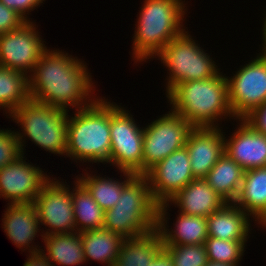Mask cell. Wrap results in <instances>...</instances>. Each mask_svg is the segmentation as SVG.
Here are the masks:
<instances>
[{
  "label": "cell",
  "instance_id": "17",
  "mask_svg": "<svg viewBox=\"0 0 266 266\" xmlns=\"http://www.w3.org/2000/svg\"><path fill=\"white\" fill-rule=\"evenodd\" d=\"M4 212L2 228L13 244L23 251L29 250V253L41 251L42 247L31 244L34 243L37 232L41 231L34 204H8Z\"/></svg>",
  "mask_w": 266,
  "mask_h": 266
},
{
  "label": "cell",
  "instance_id": "34",
  "mask_svg": "<svg viewBox=\"0 0 266 266\" xmlns=\"http://www.w3.org/2000/svg\"><path fill=\"white\" fill-rule=\"evenodd\" d=\"M243 120L254 130L266 135V103L252 110Z\"/></svg>",
  "mask_w": 266,
  "mask_h": 266
},
{
  "label": "cell",
  "instance_id": "23",
  "mask_svg": "<svg viewBox=\"0 0 266 266\" xmlns=\"http://www.w3.org/2000/svg\"><path fill=\"white\" fill-rule=\"evenodd\" d=\"M83 252L87 261L101 262L114 266L125 238L104 228L80 233Z\"/></svg>",
  "mask_w": 266,
  "mask_h": 266
},
{
  "label": "cell",
  "instance_id": "2",
  "mask_svg": "<svg viewBox=\"0 0 266 266\" xmlns=\"http://www.w3.org/2000/svg\"><path fill=\"white\" fill-rule=\"evenodd\" d=\"M166 97L170 109L193 127H219L224 117L237 122L228 102L226 74L222 72L212 78L179 83Z\"/></svg>",
  "mask_w": 266,
  "mask_h": 266
},
{
  "label": "cell",
  "instance_id": "9",
  "mask_svg": "<svg viewBox=\"0 0 266 266\" xmlns=\"http://www.w3.org/2000/svg\"><path fill=\"white\" fill-rule=\"evenodd\" d=\"M143 128L142 175H145L174 151L185 147L194 127L170 110Z\"/></svg>",
  "mask_w": 266,
  "mask_h": 266
},
{
  "label": "cell",
  "instance_id": "22",
  "mask_svg": "<svg viewBox=\"0 0 266 266\" xmlns=\"http://www.w3.org/2000/svg\"><path fill=\"white\" fill-rule=\"evenodd\" d=\"M162 249L163 241L157 228L146 234L125 238L114 266H149Z\"/></svg>",
  "mask_w": 266,
  "mask_h": 266
},
{
  "label": "cell",
  "instance_id": "13",
  "mask_svg": "<svg viewBox=\"0 0 266 266\" xmlns=\"http://www.w3.org/2000/svg\"><path fill=\"white\" fill-rule=\"evenodd\" d=\"M24 158L21 155L0 169V198L8 200L7 204L33 203L50 179L40 167L26 162Z\"/></svg>",
  "mask_w": 266,
  "mask_h": 266
},
{
  "label": "cell",
  "instance_id": "20",
  "mask_svg": "<svg viewBox=\"0 0 266 266\" xmlns=\"http://www.w3.org/2000/svg\"><path fill=\"white\" fill-rule=\"evenodd\" d=\"M250 216L235 203H226L207 219L208 237L222 240H248Z\"/></svg>",
  "mask_w": 266,
  "mask_h": 266
},
{
  "label": "cell",
  "instance_id": "31",
  "mask_svg": "<svg viewBox=\"0 0 266 266\" xmlns=\"http://www.w3.org/2000/svg\"><path fill=\"white\" fill-rule=\"evenodd\" d=\"M22 155L16 132L0 129V169Z\"/></svg>",
  "mask_w": 266,
  "mask_h": 266
},
{
  "label": "cell",
  "instance_id": "1",
  "mask_svg": "<svg viewBox=\"0 0 266 266\" xmlns=\"http://www.w3.org/2000/svg\"><path fill=\"white\" fill-rule=\"evenodd\" d=\"M83 62L66 51L47 49L29 75L30 98L67 111L92 105L98 98L93 96L95 85Z\"/></svg>",
  "mask_w": 266,
  "mask_h": 266
},
{
  "label": "cell",
  "instance_id": "21",
  "mask_svg": "<svg viewBox=\"0 0 266 266\" xmlns=\"http://www.w3.org/2000/svg\"><path fill=\"white\" fill-rule=\"evenodd\" d=\"M234 203L255 222L266 214V167L244 171L239 195Z\"/></svg>",
  "mask_w": 266,
  "mask_h": 266
},
{
  "label": "cell",
  "instance_id": "24",
  "mask_svg": "<svg viewBox=\"0 0 266 266\" xmlns=\"http://www.w3.org/2000/svg\"><path fill=\"white\" fill-rule=\"evenodd\" d=\"M244 170L224 153L211 168L204 180L227 203H234L239 195Z\"/></svg>",
  "mask_w": 266,
  "mask_h": 266
},
{
  "label": "cell",
  "instance_id": "6",
  "mask_svg": "<svg viewBox=\"0 0 266 266\" xmlns=\"http://www.w3.org/2000/svg\"><path fill=\"white\" fill-rule=\"evenodd\" d=\"M68 112L69 110L52 107L32 99L15 109L8 118H13L12 120L21 128L22 133L20 130L15 132L22 155L25 152L24 141L28 138L46 152L66 156Z\"/></svg>",
  "mask_w": 266,
  "mask_h": 266
},
{
  "label": "cell",
  "instance_id": "4",
  "mask_svg": "<svg viewBox=\"0 0 266 266\" xmlns=\"http://www.w3.org/2000/svg\"><path fill=\"white\" fill-rule=\"evenodd\" d=\"M103 98L68 117L66 156L76 163L106 164L110 159V101Z\"/></svg>",
  "mask_w": 266,
  "mask_h": 266
},
{
  "label": "cell",
  "instance_id": "18",
  "mask_svg": "<svg viewBox=\"0 0 266 266\" xmlns=\"http://www.w3.org/2000/svg\"><path fill=\"white\" fill-rule=\"evenodd\" d=\"M169 206L168 202L158 204L156 228L161 233L163 245L203 244L208 238L207 219L202 216L185 215L179 212L176 216L177 221L173 224L175 228L168 229L167 222L170 218L167 217V210L170 208Z\"/></svg>",
  "mask_w": 266,
  "mask_h": 266
},
{
  "label": "cell",
  "instance_id": "8",
  "mask_svg": "<svg viewBox=\"0 0 266 266\" xmlns=\"http://www.w3.org/2000/svg\"><path fill=\"white\" fill-rule=\"evenodd\" d=\"M129 110L110 102L111 153L109 164L120 171L142 175L144 128L139 127Z\"/></svg>",
  "mask_w": 266,
  "mask_h": 266
},
{
  "label": "cell",
  "instance_id": "7",
  "mask_svg": "<svg viewBox=\"0 0 266 266\" xmlns=\"http://www.w3.org/2000/svg\"><path fill=\"white\" fill-rule=\"evenodd\" d=\"M195 41L189 32L184 30L157 55L158 60L169 71V76H166V96L179 83L212 78L220 72L211 55L205 53L202 46Z\"/></svg>",
  "mask_w": 266,
  "mask_h": 266
},
{
  "label": "cell",
  "instance_id": "26",
  "mask_svg": "<svg viewBox=\"0 0 266 266\" xmlns=\"http://www.w3.org/2000/svg\"><path fill=\"white\" fill-rule=\"evenodd\" d=\"M120 173L123 174L125 180L107 179L105 176L91 175V173L87 172L80 177L76 176L75 179L87 189L91 197L106 211L117 205L123 188L136 175L127 171H121Z\"/></svg>",
  "mask_w": 266,
  "mask_h": 266
},
{
  "label": "cell",
  "instance_id": "35",
  "mask_svg": "<svg viewBox=\"0 0 266 266\" xmlns=\"http://www.w3.org/2000/svg\"><path fill=\"white\" fill-rule=\"evenodd\" d=\"M23 266H55L53 263L43 254L42 251L35 253H29V257Z\"/></svg>",
  "mask_w": 266,
  "mask_h": 266
},
{
  "label": "cell",
  "instance_id": "16",
  "mask_svg": "<svg viewBox=\"0 0 266 266\" xmlns=\"http://www.w3.org/2000/svg\"><path fill=\"white\" fill-rule=\"evenodd\" d=\"M238 129L225 141L227 153L244 171L266 167V135L254 130L243 119H239Z\"/></svg>",
  "mask_w": 266,
  "mask_h": 266
},
{
  "label": "cell",
  "instance_id": "27",
  "mask_svg": "<svg viewBox=\"0 0 266 266\" xmlns=\"http://www.w3.org/2000/svg\"><path fill=\"white\" fill-rule=\"evenodd\" d=\"M72 189V202L76 231L81 233L104 227V210L76 179Z\"/></svg>",
  "mask_w": 266,
  "mask_h": 266
},
{
  "label": "cell",
  "instance_id": "15",
  "mask_svg": "<svg viewBox=\"0 0 266 266\" xmlns=\"http://www.w3.org/2000/svg\"><path fill=\"white\" fill-rule=\"evenodd\" d=\"M222 127H194L188 135L186 149L196 179L204 178L225 153Z\"/></svg>",
  "mask_w": 266,
  "mask_h": 266
},
{
  "label": "cell",
  "instance_id": "3",
  "mask_svg": "<svg viewBox=\"0 0 266 266\" xmlns=\"http://www.w3.org/2000/svg\"><path fill=\"white\" fill-rule=\"evenodd\" d=\"M133 35L134 63L157 59L168 42L186 30L185 0H144ZM184 18V19H183Z\"/></svg>",
  "mask_w": 266,
  "mask_h": 266
},
{
  "label": "cell",
  "instance_id": "14",
  "mask_svg": "<svg viewBox=\"0 0 266 266\" xmlns=\"http://www.w3.org/2000/svg\"><path fill=\"white\" fill-rule=\"evenodd\" d=\"M145 176L154 200L160 204L170 200L192 180L189 153L186 147L174 151L151 168Z\"/></svg>",
  "mask_w": 266,
  "mask_h": 266
},
{
  "label": "cell",
  "instance_id": "38",
  "mask_svg": "<svg viewBox=\"0 0 266 266\" xmlns=\"http://www.w3.org/2000/svg\"><path fill=\"white\" fill-rule=\"evenodd\" d=\"M206 266H236L235 264L223 263V262H215V261H207Z\"/></svg>",
  "mask_w": 266,
  "mask_h": 266
},
{
  "label": "cell",
  "instance_id": "10",
  "mask_svg": "<svg viewBox=\"0 0 266 266\" xmlns=\"http://www.w3.org/2000/svg\"><path fill=\"white\" fill-rule=\"evenodd\" d=\"M228 81V102L236 119L266 103V53L242 65Z\"/></svg>",
  "mask_w": 266,
  "mask_h": 266
},
{
  "label": "cell",
  "instance_id": "30",
  "mask_svg": "<svg viewBox=\"0 0 266 266\" xmlns=\"http://www.w3.org/2000/svg\"><path fill=\"white\" fill-rule=\"evenodd\" d=\"M173 266H206L208 258L203 244L163 245Z\"/></svg>",
  "mask_w": 266,
  "mask_h": 266
},
{
  "label": "cell",
  "instance_id": "25",
  "mask_svg": "<svg viewBox=\"0 0 266 266\" xmlns=\"http://www.w3.org/2000/svg\"><path fill=\"white\" fill-rule=\"evenodd\" d=\"M46 248L41 249L43 254L53 263L59 266H75L86 263L80 233L52 234L42 237ZM55 263V264H54Z\"/></svg>",
  "mask_w": 266,
  "mask_h": 266
},
{
  "label": "cell",
  "instance_id": "29",
  "mask_svg": "<svg viewBox=\"0 0 266 266\" xmlns=\"http://www.w3.org/2000/svg\"><path fill=\"white\" fill-rule=\"evenodd\" d=\"M247 240H222L208 237L204 242L209 261L230 263L239 266Z\"/></svg>",
  "mask_w": 266,
  "mask_h": 266
},
{
  "label": "cell",
  "instance_id": "36",
  "mask_svg": "<svg viewBox=\"0 0 266 266\" xmlns=\"http://www.w3.org/2000/svg\"><path fill=\"white\" fill-rule=\"evenodd\" d=\"M149 266H173L169 255L162 249Z\"/></svg>",
  "mask_w": 266,
  "mask_h": 266
},
{
  "label": "cell",
  "instance_id": "19",
  "mask_svg": "<svg viewBox=\"0 0 266 266\" xmlns=\"http://www.w3.org/2000/svg\"><path fill=\"white\" fill-rule=\"evenodd\" d=\"M167 202L170 205L174 203L175 207L179 208L178 212L180 211V213L205 218L227 203L204 178L192 180Z\"/></svg>",
  "mask_w": 266,
  "mask_h": 266
},
{
  "label": "cell",
  "instance_id": "39",
  "mask_svg": "<svg viewBox=\"0 0 266 266\" xmlns=\"http://www.w3.org/2000/svg\"><path fill=\"white\" fill-rule=\"evenodd\" d=\"M257 224L262 225L261 227L266 228V214L257 222Z\"/></svg>",
  "mask_w": 266,
  "mask_h": 266
},
{
  "label": "cell",
  "instance_id": "32",
  "mask_svg": "<svg viewBox=\"0 0 266 266\" xmlns=\"http://www.w3.org/2000/svg\"><path fill=\"white\" fill-rule=\"evenodd\" d=\"M26 20L0 1V35L19 28Z\"/></svg>",
  "mask_w": 266,
  "mask_h": 266
},
{
  "label": "cell",
  "instance_id": "37",
  "mask_svg": "<svg viewBox=\"0 0 266 266\" xmlns=\"http://www.w3.org/2000/svg\"><path fill=\"white\" fill-rule=\"evenodd\" d=\"M264 15H265V18H263L264 19V21H263V25H262V47H260L261 49H260V53H266V14L264 13Z\"/></svg>",
  "mask_w": 266,
  "mask_h": 266
},
{
  "label": "cell",
  "instance_id": "33",
  "mask_svg": "<svg viewBox=\"0 0 266 266\" xmlns=\"http://www.w3.org/2000/svg\"><path fill=\"white\" fill-rule=\"evenodd\" d=\"M5 6L15 10L26 21H30L28 18L31 11L40 7V4L45 0H0Z\"/></svg>",
  "mask_w": 266,
  "mask_h": 266
},
{
  "label": "cell",
  "instance_id": "11",
  "mask_svg": "<svg viewBox=\"0 0 266 266\" xmlns=\"http://www.w3.org/2000/svg\"><path fill=\"white\" fill-rule=\"evenodd\" d=\"M66 183V180L64 184L59 179L50 178L33 202L40 225L49 227L47 231L42 230L41 237L76 231L72 190Z\"/></svg>",
  "mask_w": 266,
  "mask_h": 266
},
{
  "label": "cell",
  "instance_id": "28",
  "mask_svg": "<svg viewBox=\"0 0 266 266\" xmlns=\"http://www.w3.org/2000/svg\"><path fill=\"white\" fill-rule=\"evenodd\" d=\"M30 99L29 76L0 66V109L10 115Z\"/></svg>",
  "mask_w": 266,
  "mask_h": 266
},
{
  "label": "cell",
  "instance_id": "5",
  "mask_svg": "<svg viewBox=\"0 0 266 266\" xmlns=\"http://www.w3.org/2000/svg\"><path fill=\"white\" fill-rule=\"evenodd\" d=\"M117 205L104 211V229L132 238L157 226L158 203L145 175H135L123 188Z\"/></svg>",
  "mask_w": 266,
  "mask_h": 266
},
{
  "label": "cell",
  "instance_id": "12",
  "mask_svg": "<svg viewBox=\"0 0 266 266\" xmlns=\"http://www.w3.org/2000/svg\"><path fill=\"white\" fill-rule=\"evenodd\" d=\"M34 22L0 35V66L22 71L28 76L47 50Z\"/></svg>",
  "mask_w": 266,
  "mask_h": 266
}]
</instances>
